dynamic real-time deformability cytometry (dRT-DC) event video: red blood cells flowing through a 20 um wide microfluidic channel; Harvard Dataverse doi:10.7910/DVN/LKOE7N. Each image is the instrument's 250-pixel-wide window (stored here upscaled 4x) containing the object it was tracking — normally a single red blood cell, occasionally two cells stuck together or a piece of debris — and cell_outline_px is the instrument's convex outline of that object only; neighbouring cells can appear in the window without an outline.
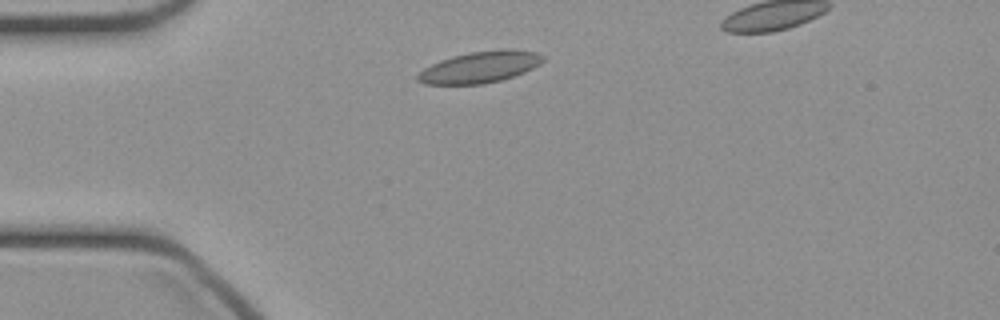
{"species": "common noctule bat (a hibernating species)", "species_latin": "Nyctalus noctula", "temperature_condition": "cold", "stored_images_in_passage": 33, "camera_frame_rate_fps": 3000, "um_per_image_px": 0.085, "animal": {"sex": "female", "body_mass_g": 21.9}, "frame": {"image": 1, "passage_image": 2, "time_ms": 0.333, "image_size_px": [1000, 320], "cell_outline_px": [[544, 60], [540, 64], [524, 72], [500, 80], [484, 84], [424, 84], [416, 80], [416, 76], [424, 68], [440, 60], [452, 56], [468, 52], [500, 48], [512, 48], [536, 52], [544, 56]], "centroid_in_image_um": [40.8, 5.68], "position_along_channel_um": 44.2, "area_um2": 23.12}}
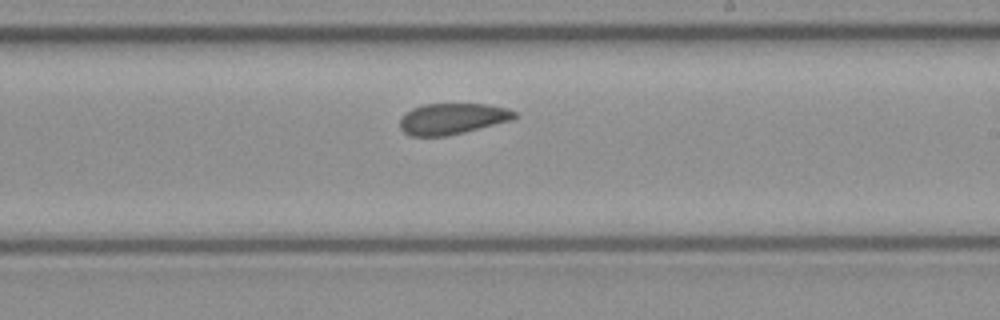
{"frame": {"image": 2, "passage_image": 18, "time_ms": 5.667, "image_size_px": [1000, 320], "cell_outline_px": [[516, 116], [512, 120], [448, 136], [408, 136], [400, 128], [400, 120], [404, 112], [412, 108], [424, 104], [488, 104], [508, 108], [516, 112]], "centroid_in_image_um": [38.42, 10.09], "position_along_channel_um": 250.6, "area_um2": 20.87}}
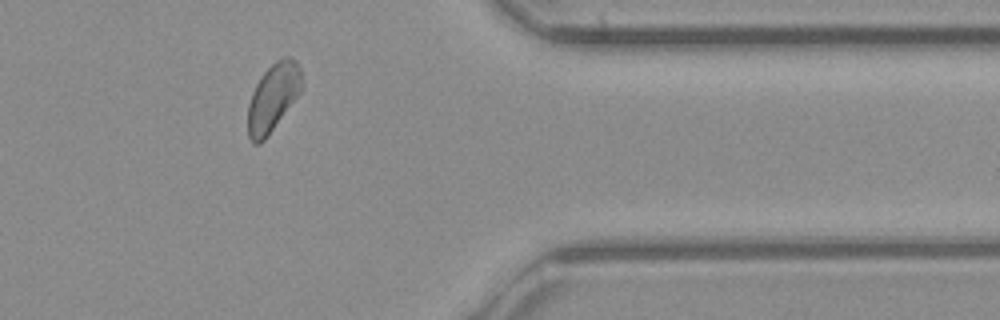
{"frame": {"image": 3, "passage_image": 29, "time_ms": 9.333, "image_size_px": [1000, 320], "cell_outline_px": [[304, 84], [300, 92], [268, 136], [260, 144], [252, 144], [248, 136], [248, 104], [252, 92], [260, 76], [280, 56], [288, 56], [296, 60], [300, 68], [304, 80]], "centroid_in_image_um": [23.22, 8.26], "position_along_channel_um": 388.2, "area_um2": 21.56}}